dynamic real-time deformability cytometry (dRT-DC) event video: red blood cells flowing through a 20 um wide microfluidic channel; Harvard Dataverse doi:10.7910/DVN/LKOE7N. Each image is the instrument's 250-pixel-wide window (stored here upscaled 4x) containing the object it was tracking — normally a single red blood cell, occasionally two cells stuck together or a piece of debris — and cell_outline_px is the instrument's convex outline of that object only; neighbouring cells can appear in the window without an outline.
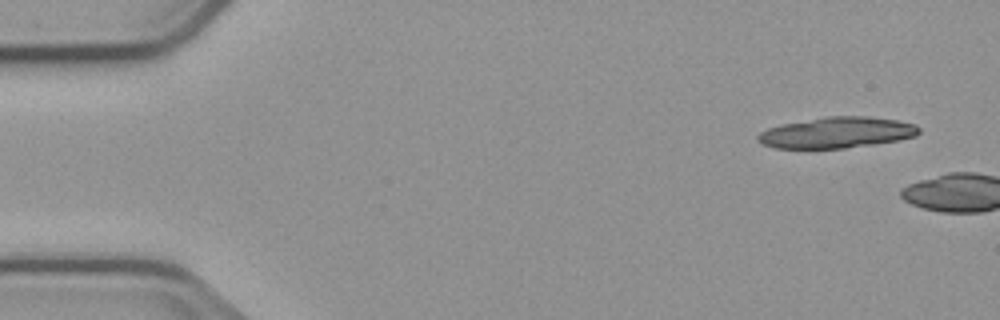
{"species": "common noctule bat (a hibernating species)", "species_latin": "Nyctalus noctula", "temperature_condition": "cold", "stored_images_in_passage": 2, "camera_frame_rate_fps": 3000, "um_per_image_px": 0.085, "animal": {"sex": "male", "body_mass_g": 23.1, "forearm_length_mm": 52.7}, "frame": {"image": 1, "passage_image": 1, "time_ms": 0.0, "image_size_px": [1000, 320], "cell_outline_px": [[920, 132], [916, 136], [900, 140], [844, 148], [776, 148], [764, 144], [756, 140], [756, 136], [760, 132], [768, 128], [780, 124], [828, 116], [864, 116], [896, 120], [916, 124], [920, 128]], "centroid_in_image_um": [71.13, 11.26], "position_along_channel_um": 13.9, "area_um2": 29.02}}